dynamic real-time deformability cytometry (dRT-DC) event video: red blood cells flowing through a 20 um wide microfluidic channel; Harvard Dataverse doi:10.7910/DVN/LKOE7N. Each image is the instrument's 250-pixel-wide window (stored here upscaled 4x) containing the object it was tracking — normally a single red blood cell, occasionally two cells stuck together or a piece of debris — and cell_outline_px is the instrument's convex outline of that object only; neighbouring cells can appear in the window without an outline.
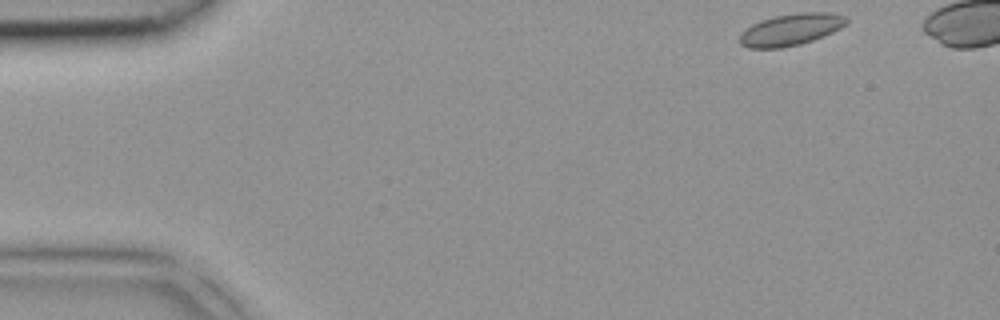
{"species": "common noctule bat (a hibernating species)", "species_latin": "Nyctalus noctula", "temperature_condition": "room temperature", "stored_images_in_passage": 5, "camera_frame_rate_fps": 3000, "um_per_image_px": 0.085, "animal": {"sex": "female", "body_mass_g": 18.4}, "frame": {"image": 1, "passage_image": 1, "time_ms": 0.0, "image_size_px": [1000, 320], "cell_outline_px": [[848, 20], [840, 28], [832, 32], [812, 40], [800, 44], [780, 48], [748, 48], [740, 44], [740, 36], [752, 24], [776, 16], [800, 12], [828, 12], [848, 16]], "centroid_in_image_um": [67.25, 2.51], "position_along_channel_um": 17.7, "area_um2": 19.42}}